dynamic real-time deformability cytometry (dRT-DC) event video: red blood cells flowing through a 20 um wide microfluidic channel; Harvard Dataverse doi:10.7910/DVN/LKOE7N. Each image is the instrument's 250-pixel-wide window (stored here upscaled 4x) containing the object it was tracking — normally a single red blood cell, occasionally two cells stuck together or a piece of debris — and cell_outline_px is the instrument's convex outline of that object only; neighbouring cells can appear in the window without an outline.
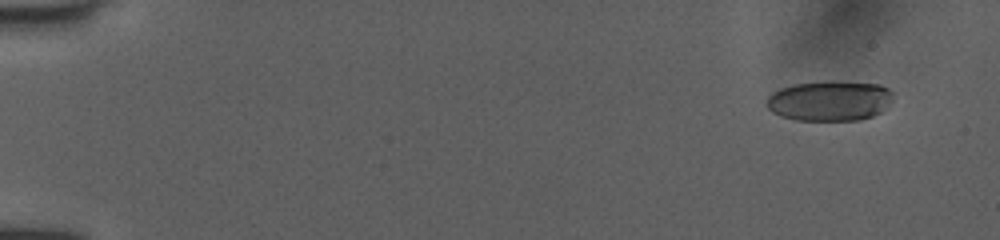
{"species": "human", "species_latin": "Homo sapiens", "temperature_condition": "room temperature", "stored_images_in_passage": 53, "camera_frame_rate_fps": 3000, "um_per_image_px": 0.085, "donor": {"sex": "female"}, "frame": {"image": 1, "passage_image": 5, "time_ms": 1.333, "image_size_px": [1000, 240], "cell_outline_px": [[892, 100], [880, 112], [872, 116], [860, 120], [796, 120], [780, 116], [772, 112], [764, 104], [768, 96], [772, 92], [780, 88], [796, 84], [880, 84], [888, 88], [892, 92]], "centroid_in_image_um": [70.47, 8.62], "position_along_channel_um": 14.5, "area_um2": 28.67}}
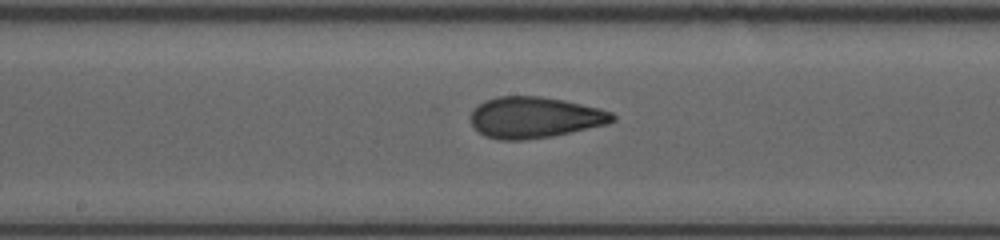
{"frame": {"image": 2, "passage_image": 30, "time_ms": 9.667, "image_size_px": [1000, 240], "cell_outline_px": [[616, 120], [608, 124], [552, 136], [524, 140], [500, 140], [488, 136], [480, 132], [472, 124], [472, 112], [484, 100], [496, 96], [540, 96], [564, 100], [600, 108], [612, 112], [616, 116]], "centroid_in_image_um": [45.5, 9.97], "position_along_channel_um": 202.7, "area_um2": 33.87}}
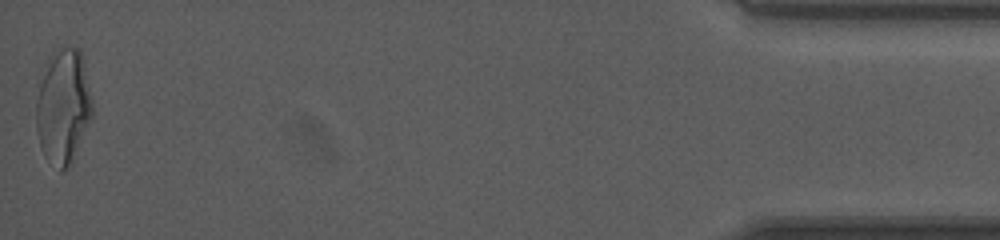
{"frame": {"image": 3, "passage_image": 53, "time_ms": 17.333, "image_size_px": [1000, 240], "cell_outline_px": [[92, 116], [72, 160], [60, 172], [44, 156], [36, 132], [36, 104], [40, 84], [48, 56], [52, 52], [64, 48], [80, 48], [92, 100]], "centroid_in_image_um": [5.36, 9.05], "position_along_channel_um": 429.8, "area_um2": 36.99}, "authors_computed_cell_mechanics": {"area_um2": 32.5414, "velocity_mm_per_s": 4.0601, "shape_relaxation_time_tau1_ms": 5.0289, "shape_relaxation_time_tau2_ms": 1.0948, "deformation_change_tau1": 0.1941, "deformation_change_tau2": 0.0844}}